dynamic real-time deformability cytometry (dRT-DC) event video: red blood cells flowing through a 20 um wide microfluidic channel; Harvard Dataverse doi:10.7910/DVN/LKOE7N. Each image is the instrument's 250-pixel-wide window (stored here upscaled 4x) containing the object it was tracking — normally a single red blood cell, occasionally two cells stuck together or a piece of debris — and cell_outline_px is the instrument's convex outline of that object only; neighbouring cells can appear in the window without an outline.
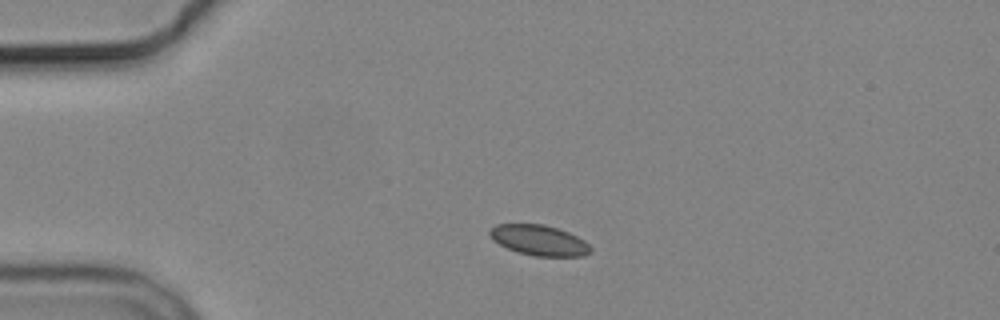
{"species": "common noctule bat (a hibernating species)", "species_latin": "Nyctalus noctula", "temperature_condition": "cold", "stored_images_in_passage": 5, "camera_frame_rate_fps": 3000, "um_per_image_px": 0.085, "animal": {"sex": "male", "body_mass_g": 19.2, "forearm_length_mm": 51.8}, "frame": {"image": 1, "passage_image": 1, "time_ms": 0.0, "image_size_px": [1000, 320], "cell_outline_px": [[592, 252], [584, 256], [536, 256], [516, 252], [492, 240], [488, 232], [496, 224], [544, 224], [568, 232], [584, 240], [592, 248]], "centroid_in_image_um": [45.83, 20.43], "position_along_channel_um": 39.2, "area_um2": 17.86}}
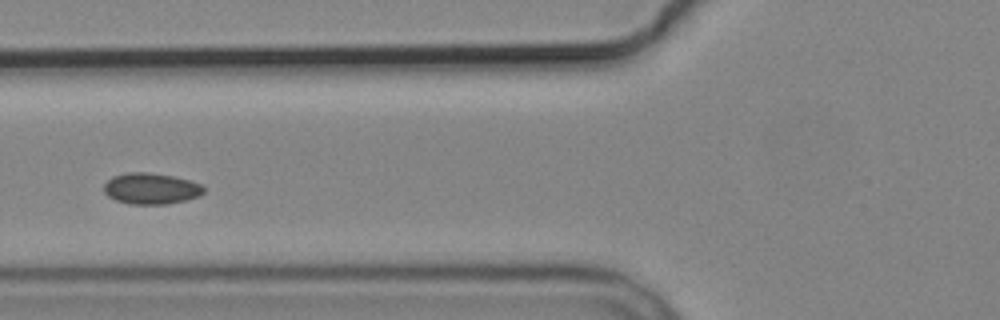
{"frame": {"image": 2, "passage_image": 3, "time_ms": 3.0, "image_size_px": [1000, 320], "cell_outline_px": [[204, 192], [200, 196], [184, 200], [164, 204], [128, 204], [116, 200], [108, 196], [104, 192], [104, 184], [112, 176], [128, 172], [148, 172], [172, 176], [188, 180], [200, 184], [204, 188]], "centroid_in_image_um": [12.81, 16.02], "position_along_channel_um": 113.0, "area_um2": 18.03}}
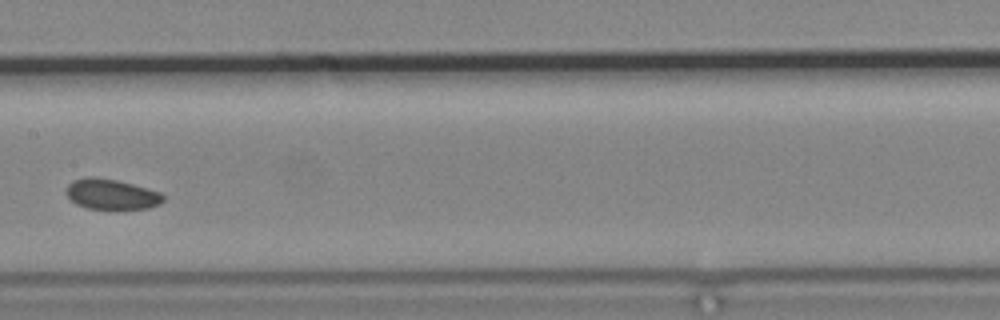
{"frame": {"image": 3, "passage_image": 5, "time_ms": 5.333, "image_size_px": [1000, 320], "cell_outline_px": [[164, 200], [160, 204], [148, 208], [88, 208], [76, 204], [64, 192], [68, 184], [72, 180], [88, 176], [96, 176], [116, 180], [132, 184], [160, 192], [164, 196]], "centroid_in_image_um": [9.44, 16.49], "position_along_channel_um": 198.0, "area_um2": 17.05}}